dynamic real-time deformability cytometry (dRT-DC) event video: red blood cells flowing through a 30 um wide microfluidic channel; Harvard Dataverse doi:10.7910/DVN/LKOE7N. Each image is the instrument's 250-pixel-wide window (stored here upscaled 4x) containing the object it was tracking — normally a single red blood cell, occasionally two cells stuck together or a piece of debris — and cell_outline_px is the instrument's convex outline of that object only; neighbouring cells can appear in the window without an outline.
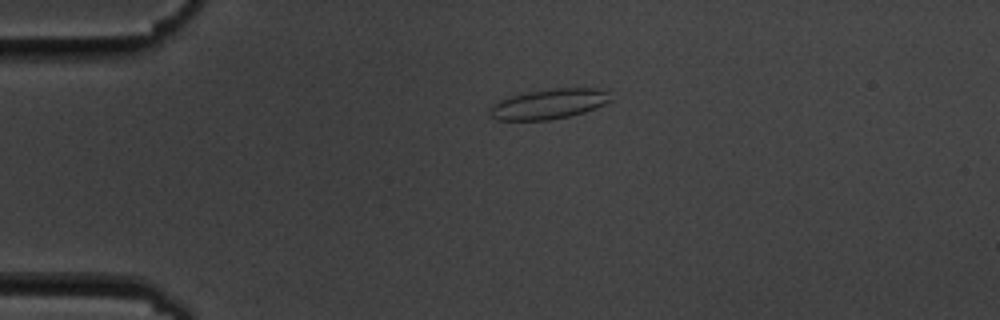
{"species": "common noctule bat (a hibernating species)", "species_latin": "Nyctalus noctula", "temperature_condition": "cold", "stored_images_in_passage": 2, "camera_frame_rate_fps": 3000, "um_per_image_px": 0.085, "animal": {"sex": "male", "body_mass_g": 19.5, "forearm_length_mm": 54.6}, "frame": {"image": 1, "passage_image": 1, "time_ms": 0.0, "image_size_px": [1000, 320], "cell_outline_px": [[612, 100], [596, 108], [584, 112], [568, 116], [548, 120], [496, 120], [492, 116], [492, 104], [508, 96], [528, 92], [556, 88], [596, 88], [608, 92]], "centroid_in_image_um": [46.68, 8.83], "position_along_channel_um": 38.3, "area_um2": 20.92}}